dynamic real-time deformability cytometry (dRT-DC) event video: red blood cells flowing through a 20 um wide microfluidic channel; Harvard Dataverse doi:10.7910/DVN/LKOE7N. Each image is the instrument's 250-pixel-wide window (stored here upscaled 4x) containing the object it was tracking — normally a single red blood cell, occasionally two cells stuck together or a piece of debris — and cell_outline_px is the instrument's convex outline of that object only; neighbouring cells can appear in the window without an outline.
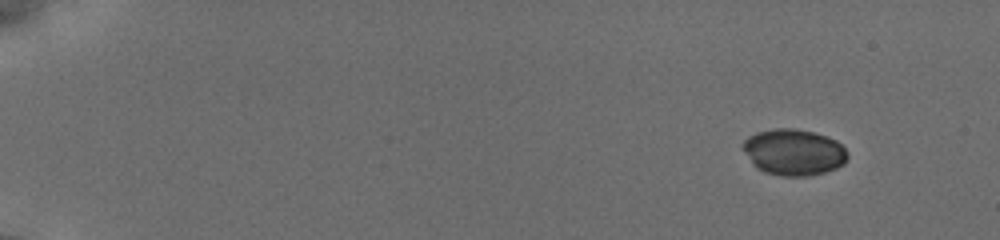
{"species": "common noctule bat (a hibernating species)", "species_latin": "Nyctalus noctula", "temperature_condition": "cold", "stored_images_in_passage": 26, "camera_frame_rate_fps": 3000, "um_per_image_px": 0.085, "animal": {"sex": "female", "body_mass_g": 19.5, "forearm_length_mm": 54.1}, "frame": {"image": 1, "passage_image": 1, "time_ms": 0.0, "image_size_px": [1000, 240], "cell_outline_px": [[848, 156], [844, 164], [836, 168], [824, 172], [808, 176], [784, 176], [764, 172], [756, 168], [752, 164], [740, 144], [748, 136], [756, 132], [776, 128], [792, 128], [816, 132], [836, 140], [848, 152]], "centroid_in_image_um": [67.45, 12.93], "position_along_channel_um": 17.5, "area_um2": 28.44}}
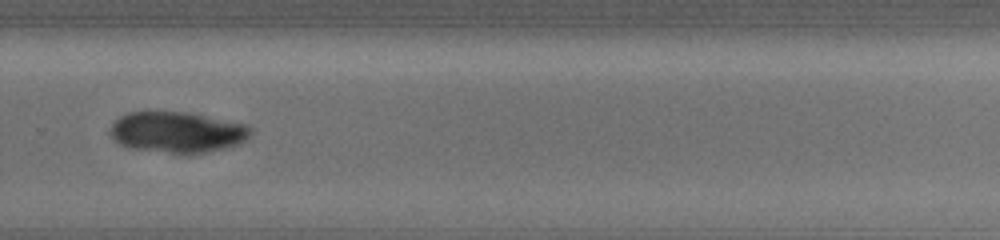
{"frame": {"image": 2, "passage_image": 15, "time_ms": 11.667, "image_size_px": [1000, 240], "cell_outline_px": [[252, 132], [244, 140], [236, 144], [224, 148], [188, 156], [128, 148], [112, 140], [108, 132], [108, 128], [120, 116], [128, 112], [184, 112], [244, 124], [252, 128]], "centroid_in_image_um": [14.98, 11.27], "position_along_channel_um": 314.8, "area_um2": 33.81}}
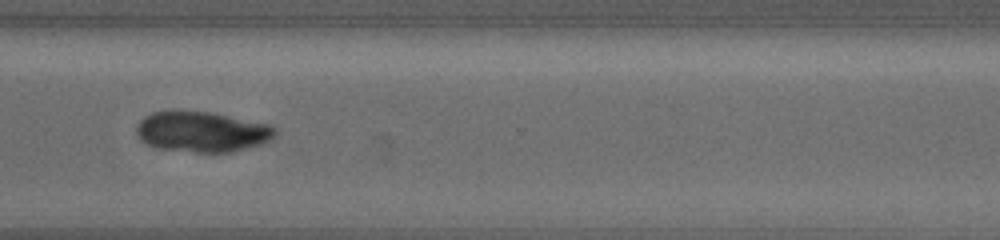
{"frame": {"image": 3, "passage_image": 17, "time_ms": 12.667, "image_size_px": [1000, 240], "cell_outline_px": [[276, 136], [260, 144], [228, 152], [196, 152], [156, 148], [140, 140], [136, 132], [136, 124], [144, 116], [152, 112], [176, 108], [208, 112], [268, 124], [276, 128]], "centroid_in_image_um": [17.08, 11.16], "position_along_channel_um": 353.5, "area_um2": 33.0}}